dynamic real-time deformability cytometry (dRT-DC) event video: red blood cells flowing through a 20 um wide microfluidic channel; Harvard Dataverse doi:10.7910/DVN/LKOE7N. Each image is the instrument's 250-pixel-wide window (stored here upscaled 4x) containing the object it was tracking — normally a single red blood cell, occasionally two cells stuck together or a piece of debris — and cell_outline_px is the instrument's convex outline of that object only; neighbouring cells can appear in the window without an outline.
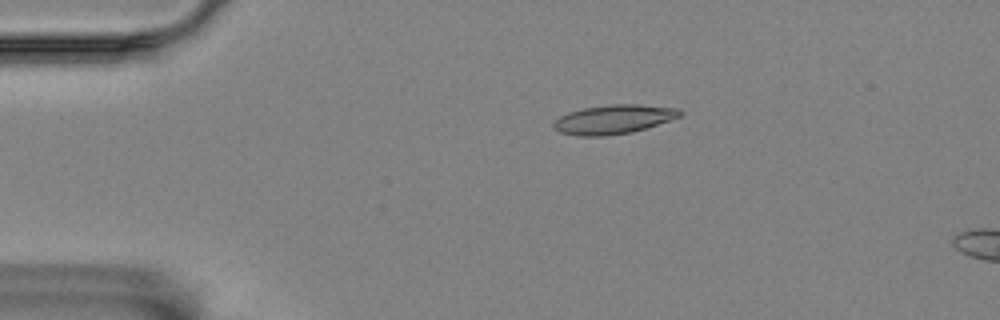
{"species": "Egyptian fruit bat (a non-hibernating species)", "species_latin": "Rousettus aegyptiacus", "temperature_condition": "room temperature", "stored_images_in_passage": 3, "camera_frame_rate_fps": 3000, "um_per_image_px": 0.085, "animal": {"sex": "female"}, "frame": {"image": 1, "passage_image": 1, "time_ms": 0.0, "image_size_px": [1000, 320], "cell_outline_px": [[680, 116], [632, 132], [604, 136], [580, 136], [560, 132], [552, 128], [552, 124], [560, 116], [568, 112], [584, 108], [612, 104], [636, 104], [680, 108]], "centroid_in_image_um": [52.1, 10.14], "position_along_channel_um": 32.9, "area_um2": 21.15}}